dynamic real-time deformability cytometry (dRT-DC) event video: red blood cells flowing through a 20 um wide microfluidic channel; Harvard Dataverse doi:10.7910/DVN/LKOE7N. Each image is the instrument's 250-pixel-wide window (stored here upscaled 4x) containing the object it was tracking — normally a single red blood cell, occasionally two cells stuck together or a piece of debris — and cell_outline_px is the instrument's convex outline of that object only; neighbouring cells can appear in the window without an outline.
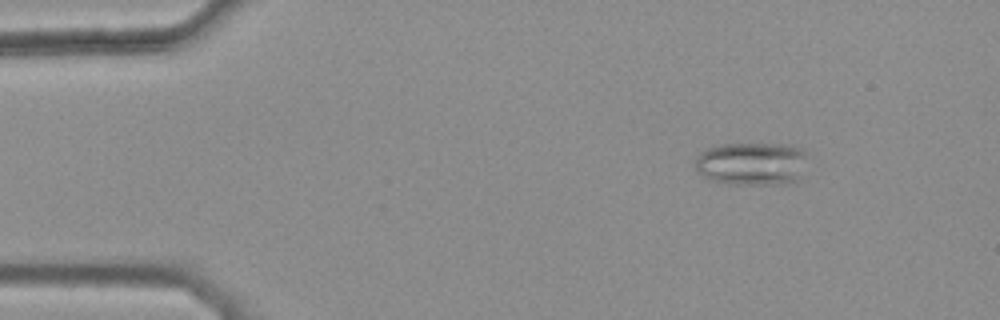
{"species": "common noctule bat (a hibernating species)", "species_latin": "Nyctalus noctula", "temperature_condition": "warm", "stored_images_in_passage": 46, "camera_frame_rate_fps": 3000, "um_per_image_px": 0.085, "animal": {"sex": "female", "body_mass_g": 25.1}, "frame": {"image": 1, "passage_image": 7, "time_ms": 2.0, "image_size_px": [1000, 320], "cell_outline_px": [[808, 152], [800, 180], [780, 184], [736, 184], [712, 180], [704, 176], [696, 168], [696, 156], [704, 148], [720, 144], [792, 144]], "centroid_in_image_um": [63.94, 13.89], "position_along_channel_um": 21.1, "area_um2": 28.5}}
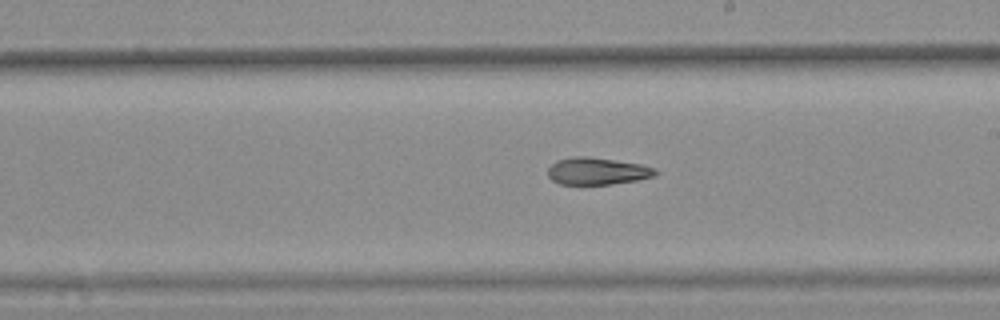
{"frame": {"image": 2, "passage_image": 30, "time_ms": 9.667, "image_size_px": [1000, 320], "cell_outline_px": [[660, 172], [656, 176], [636, 180], [612, 184], [560, 184], [552, 180], [548, 176], [548, 168], [556, 160], [572, 156], [584, 156], [640, 164], [652, 168]], "centroid_in_image_um": [50.74, 14.55], "position_along_channel_um": 238.3, "area_um2": 16.88}}
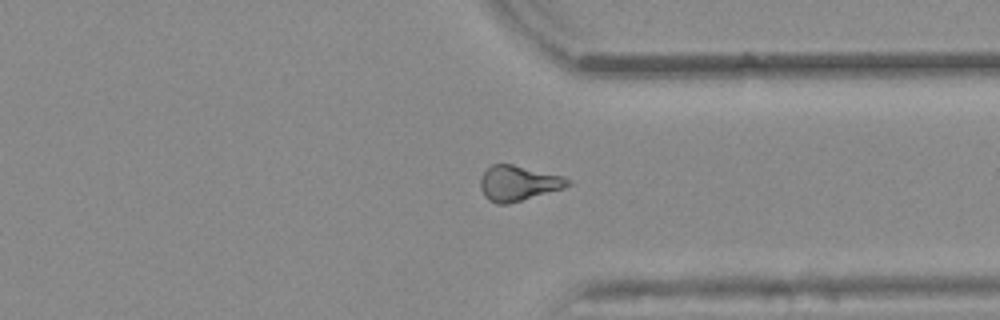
{"frame": {"image": 3, "passage_image": 40, "time_ms": 13.0, "image_size_px": [1000, 320], "cell_outline_px": [[572, 184], [564, 188], [508, 204], [496, 204], [488, 200], [484, 196], [480, 188], [480, 176], [492, 164], [512, 164], [564, 176]], "centroid_in_image_um": [44.03, 15.58], "position_along_channel_um": 367.4, "area_um2": 17.98}, "authors_computed_cell_mechanics": {"area_um2": 17.9758, "velocity_mm_per_s": 3.8765, "shape_relaxation_time_tau1_ms": null, "shape_relaxation_time_tau2_ms": 7.4614, "deformation_change_tau1": null, "deformation_change_tau2": 0.1871}}